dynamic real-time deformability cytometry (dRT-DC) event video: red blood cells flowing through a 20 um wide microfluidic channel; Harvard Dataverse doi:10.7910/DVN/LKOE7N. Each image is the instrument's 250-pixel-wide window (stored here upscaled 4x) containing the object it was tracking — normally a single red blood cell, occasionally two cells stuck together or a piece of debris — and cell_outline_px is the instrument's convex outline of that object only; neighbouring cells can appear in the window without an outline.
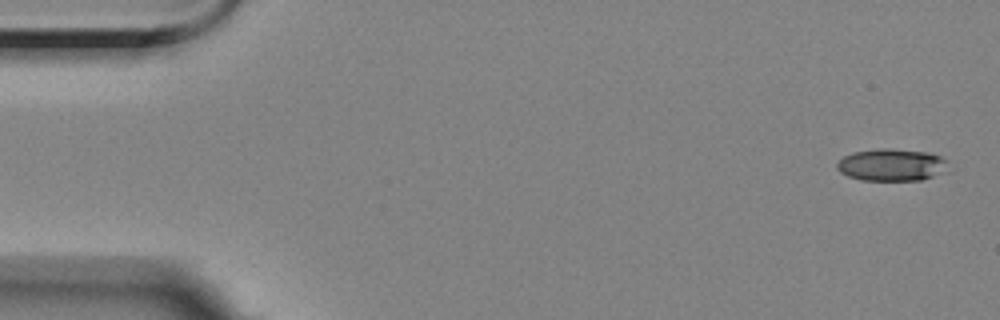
{"species": "Egyptian fruit bat (a non-hibernating species)", "species_latin": "Rousettus aegyptiacus", "temperature_condition": "room temperature", "stored_images_in_passage": 5, "camera_frame_rate_fps": 3000, "um_per_image_px": 0.085, "animal": {"sex": "female"}, "frame": {"image": 1, "passage_image": 1, "time_ms": 0.0, "image_size_px": [1000, 320], "cell_outline_px": [[948, 172], [920, 180], [860, 180], [848, 176], [840, 172], [836, 168], [836, 164], [844, 156], [852, 152], [876, 148], [892, 148], [928, 152], [940, 156], [948, 160]], "centroid_in_image_um": [75.82, 14.0], "position_along_channel_um": 9.2, "area_um2": 21.27}}
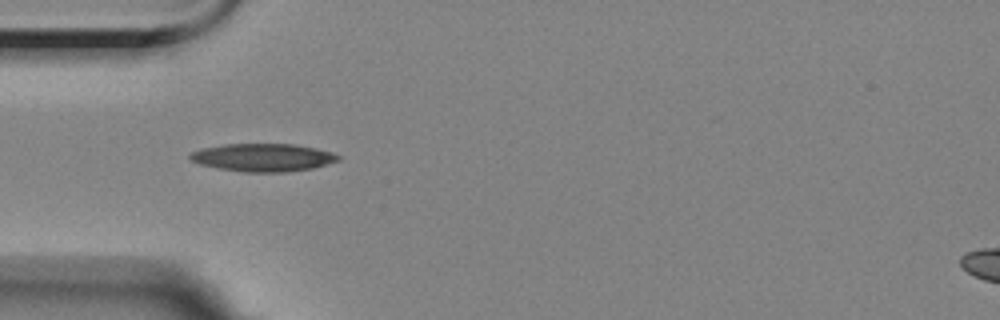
{"frame": {"image": 2, "passage_image": 5, "time_ms": 5.0, "image_size_px": [1000, 320], "cell_outline_px": [[340, 160], [312, 168], [284, 172], [244, 172], [216, 168], [200, 164], [192, 160], [188, 156], [192, 152], [200, 148], [224, 144], [296, 144], [316, 148], [332, 152], [340, 156]], "centroid_in_image_um": [22.34, 13.38], "position_along_channel_um": 62.7, "area_um2": 24.1}}